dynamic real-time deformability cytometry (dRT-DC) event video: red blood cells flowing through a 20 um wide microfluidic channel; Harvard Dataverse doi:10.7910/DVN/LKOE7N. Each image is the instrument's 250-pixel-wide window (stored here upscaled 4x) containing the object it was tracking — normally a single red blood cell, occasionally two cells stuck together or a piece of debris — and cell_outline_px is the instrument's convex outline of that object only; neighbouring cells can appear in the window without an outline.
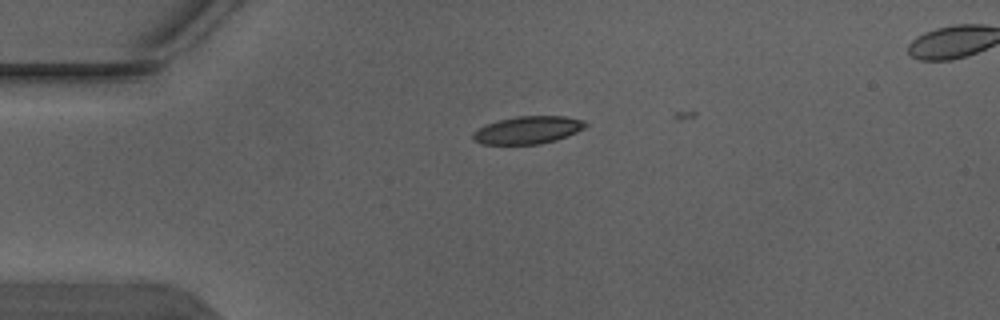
{"species": "Egyptian fruit bat (a non-hibernating species)", "species_latin": "Rousettus aegyptiacus", "temperature_condition": "warm", "stored_images_in_passage": 5, "camera_frame_rate_fps": 3000, "um_per_image_px": 0.085, "animal": {"sex": "male"}, "frame": {"image": 1, "passage_image": 3, "time_ms": 0.667, "image_size_px": [1000, 320], "cell_outline_px": [[588, 124], [584, 128], [576, 132], [556, 140], [540, 144], [484, 144], [472, 140], [472, 132], [488, 124], [500, 120], [516, 116], [564, 116], [584, 120]], "centroid_in_image_um": [44.88, 11.05], "position_along_channel_um": 40.1, "area_um2": 17.98}}